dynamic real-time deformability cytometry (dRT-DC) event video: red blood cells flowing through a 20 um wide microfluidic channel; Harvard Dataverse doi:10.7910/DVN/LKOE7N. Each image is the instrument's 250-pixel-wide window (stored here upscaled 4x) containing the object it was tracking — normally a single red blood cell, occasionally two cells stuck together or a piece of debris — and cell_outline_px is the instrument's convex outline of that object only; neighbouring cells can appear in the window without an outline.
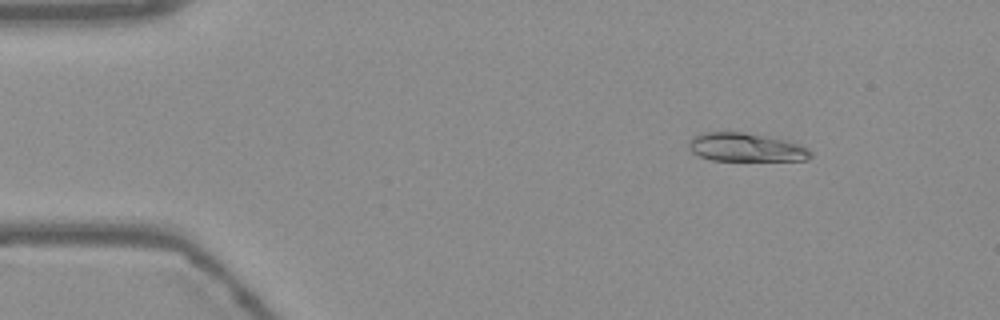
{"species": "Egyptian fruit bat (a non-hibernating species)", "species_latin": "Rousettus aegyptiacus", "temperature_condition": "warm", "stored_images_in_passage": 54, "camera_frame_rate_fps": 3000, "um_per_image_px": 0.085, "frame": {"image": 1, "passage_image": 7, "time_ms": 2.0, "image_size_px": [1000, 320], "cell_outline_px": [[812, 156], [808, 160], [712, 160], [700, 156], [692, 152], [688, 148], [688, 140], [692, 136], [704, 132], [740, 132], [764, 136], [784, 140], [808, 148], [812, 152]], "centroid_in_image_um": [63.36, 12.53], "position_along_channel_um": 21.6, "area_um2": 20.06}}
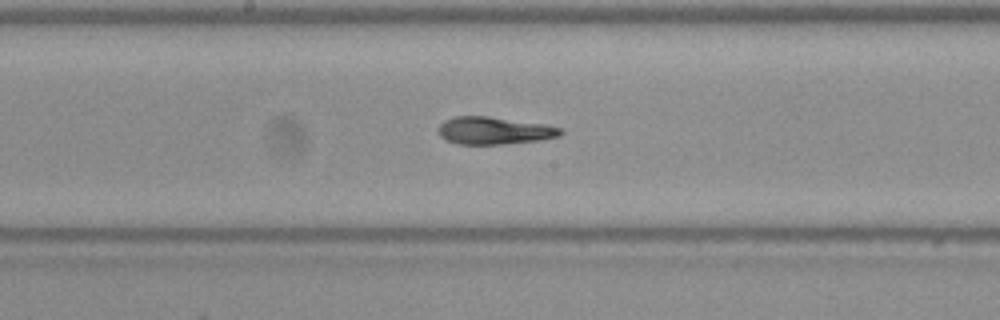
{"frame": {"image": 2, "passage_image": 28, "time_ms": 9.0, "image_size_px": [1000, 320], "cell_outline_px": [[564, 132], [560, 136], [540, 140], [504, 144], [456, 144], [444, 140], [436, 132], [436, 128], [444, 120], [456, 116], [488, 116], [544, 124], [560, 128]], "centroid_in_image_um": [41.94, 11.11], "position_along_channel_um": 206.3, "area_um2": 19.77}}
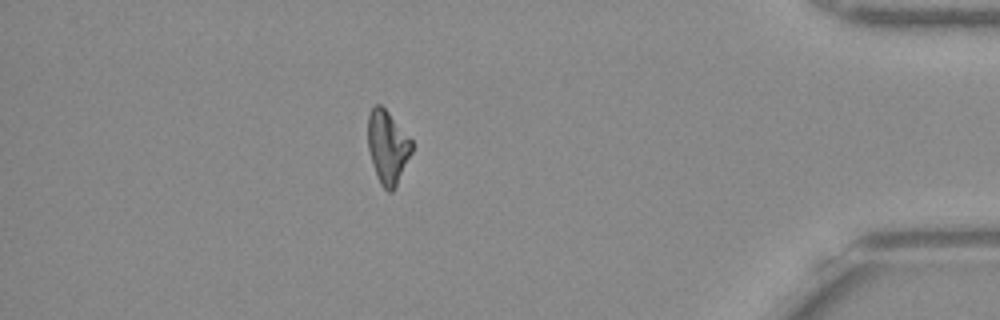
{"frame": {"image": 3, "passage_image": 47, "time_ms": 15.333, "image_size_px": [1000, 320], "cell_outline_px": [[412, 152], [392, 192], [388, 192], [380, 184], [368, 148], [368, 116], [372, 108], [376, 104], [380, 104], [388, 112], [412, 140]], "centroid_in_image_um": [32.94, 12.48], "position_along_channel_um": 402.3, "area_um2": 18.26}, "authors_computed_cell_mechanics": {"area_um2": 19.941, "velocity_mm_per_s": 3.7836, "shape_relaxation_time_tau1_ms": 6.5482, "shape_relaxation_time_tau2_ms": 2.9513, "deformation_change_tau1": 0.2124, "deformation_change_tau2": 0.081}}